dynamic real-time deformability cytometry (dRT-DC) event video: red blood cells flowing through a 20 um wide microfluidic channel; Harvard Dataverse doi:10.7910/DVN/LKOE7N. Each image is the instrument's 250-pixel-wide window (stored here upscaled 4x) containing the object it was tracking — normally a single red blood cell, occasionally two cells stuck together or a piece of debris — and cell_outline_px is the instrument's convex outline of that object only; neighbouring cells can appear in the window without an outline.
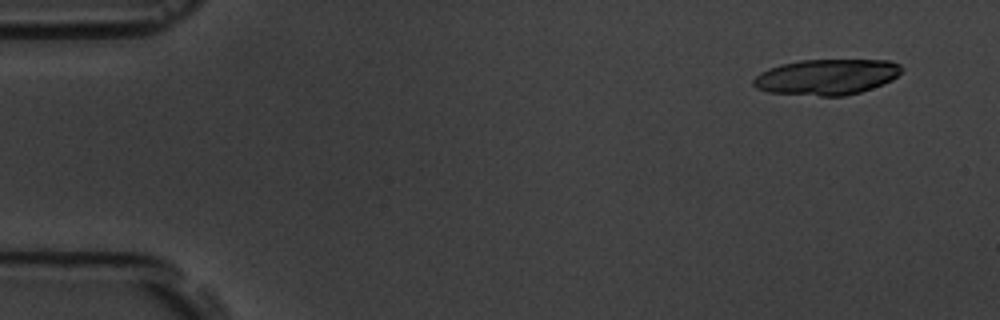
{"species": "common noctule bat (a hibernating species)", "species_latin": "Nyctalus noctula", "temperature_condition": "room temperature", "stored_images_in_passage": 4, "camera_frame_rate_fps": 3000, "um_per_image_px": 0.085, "animal": {"sex": "male", "body_mass_g": 19.5, "forearm_length_mm": 54.6}, "frame": {"image": 1, "passage_image": 1, "time_ms": 0.0, "image_size_px": [1000, 320], "cell_outline_px": [[904, 68], [892, 80], [872, 88], [860, 92], [844, 96], [820, 96], [768, 92], [756, 88], [752, 84], [752, 80], [760, 72], [768, 68], [780, 64], [800, 60], [888, 60], [900, 64]], "centroid_in_image_um": [70.25, 6.54], "position_along_channel_um": 14.8, "area_um2": 30.92}}